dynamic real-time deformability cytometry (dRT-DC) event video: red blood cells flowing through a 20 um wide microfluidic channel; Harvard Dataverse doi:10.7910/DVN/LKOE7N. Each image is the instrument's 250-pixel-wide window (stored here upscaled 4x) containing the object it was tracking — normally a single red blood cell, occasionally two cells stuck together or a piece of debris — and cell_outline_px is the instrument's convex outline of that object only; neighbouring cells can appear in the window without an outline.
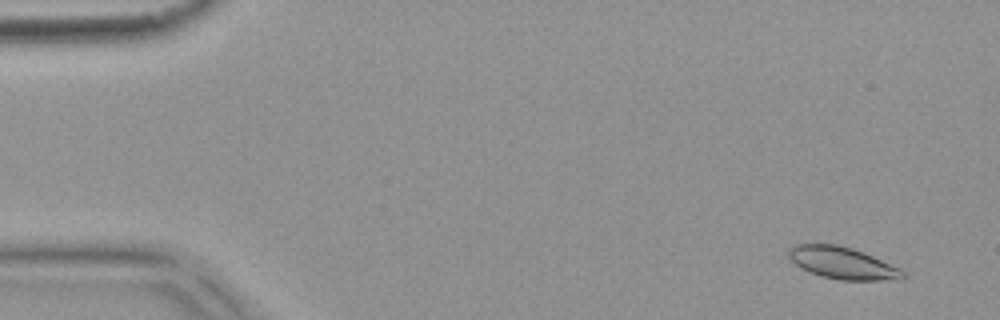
{"species": "common noctule bat (a hibernating species)", "species_latin": "Nyctalus noctula", "temperature_condition": "warm", "stored_images_in_passage": 2, "camera_frame_rate_fps": 3000, "um_per_image_px": 0.085, "animal": {"sex": "female", "body_mass_g": 18.4}, "frame": {"image": 1, "passage_image": 1, "time_ms": 0.0, "image_size_px": [1000, 320], "cell_outline_px": [[908, 276], [900, 280], [840, 280], [820, 276], [808, 272], [800, 268], [788, 256], [788, 248], [792, 244], [836, 244], [852, 248], [872, 256], [900, 268]], "centroid_in_image_um": [71.6, 22.36], "position_along_channel_um": 13.4, "area_um2": 21.44}}
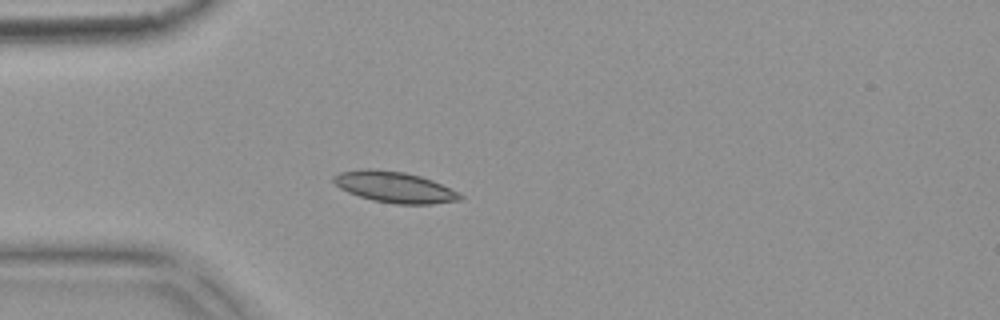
{"frame": {"image": 2, "passage_image": 2, "time_ms": 0.333, "image_size_px": [1000, 320], "cell_outline_px": [[464, 196], [460, 200], [432, 204], [396, 204], [372, 200], [348, 192], [340, 188], [332, 180], [332, 176], [340, 172], [360, 168], [368, 168], [404, 172], [420, 176], [432, 180], [460, 192]], "centroid_in_image_um": [33.54, 15.9], "position_along_channel_um": 51.5, "area_um2": 22.95}}